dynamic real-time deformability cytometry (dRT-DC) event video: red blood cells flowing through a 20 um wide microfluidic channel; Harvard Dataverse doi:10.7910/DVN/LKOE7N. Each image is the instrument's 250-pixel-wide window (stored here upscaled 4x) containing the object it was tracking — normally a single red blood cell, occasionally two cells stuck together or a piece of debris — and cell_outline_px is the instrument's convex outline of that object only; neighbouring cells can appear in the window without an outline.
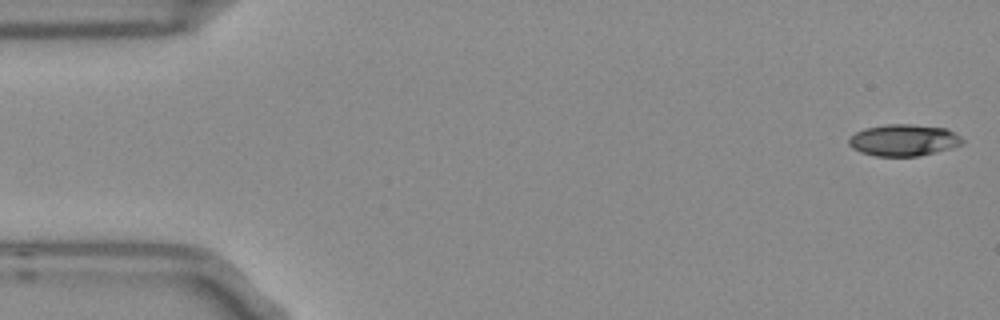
{"species": "Egyptian fruit bat (a non-hibernating species)", "species_latin": "Rousettus aegyptiacus", "temperature_condition": "room temperature", "stored_images_in_passage": 5, "camera_frame_rate_fps": 3000, "um_per_image_px": 0.085, "frame": {"image": 1, "passage_image": 1, "time_ms": 0.0, "image_size_px": [1000, 320], "cell_outline_px": [[964, 144], [952, 148], [916, 156], [876, 156], [860, 152], [852, 148], [848, 144], [848, 136], [864, 128], [888, 124], [912, 124], [944, 128], [960, 136], [964, 140]], "centroid_in_image_um": [76.78, 11.91], "position_along_channel_um": 8.2, "area_um2": 20.98}}
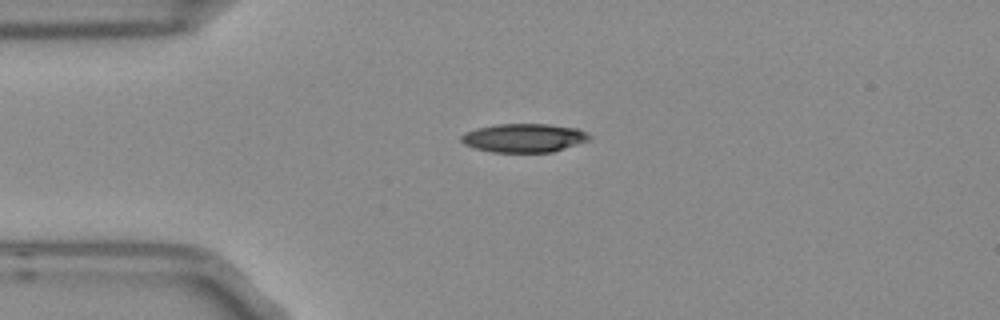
{"frame": {"image": 2, "passage_image": 4, "time_ms": 1.0, "image_size_px": [1000, 320], "cell_outline_px": [[592, 136], [588, 140], [552, 152], [492, 152], [476, 148], [464, 144], [460, 140], [460, 136], [464, 132], [476, 128], [496, 124], [548, 124], [576, 128]], "centroid_in_image_um": [44.48, 11.72], "position_along_channel_um": 40.5, "area_um2": 21.27}}